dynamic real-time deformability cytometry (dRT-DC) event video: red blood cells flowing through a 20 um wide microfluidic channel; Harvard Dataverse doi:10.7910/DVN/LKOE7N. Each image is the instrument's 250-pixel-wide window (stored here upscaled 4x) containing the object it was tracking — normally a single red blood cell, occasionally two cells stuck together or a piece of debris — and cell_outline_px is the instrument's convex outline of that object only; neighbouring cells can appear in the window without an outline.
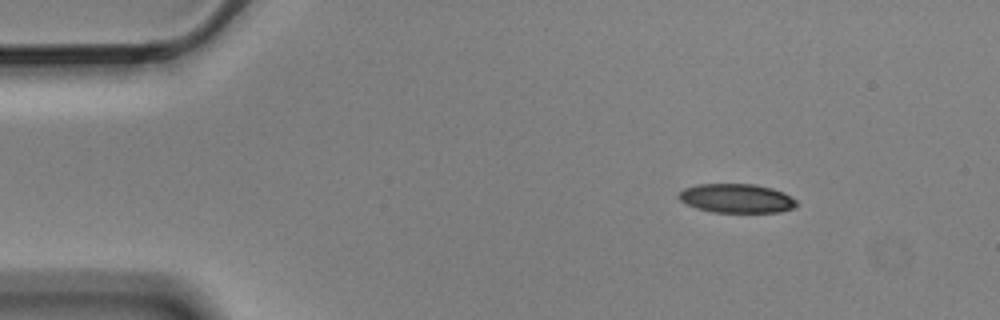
{"species": "Egyptian fruit bat (a non-hibernating species)", "species_latin": "Rousettus aegyptiacus", "temperature_condition": "cold", "stored_images_in_passage": 7, "camera_frame_rate_fps": 3000, "um_per_image_px": 0.085, "animal": {"sex": "male"}, "frame": {"image": 1, "passage_image": 1, "time_ms": 0.0, "image_size_px": [1000, 320], "cell_outline_px": [[800, 204], [796, 208], [780, 212], [712, 212], [696, 208], [684, 204], [676, 196], [684, 188], [700, 184], [756, 184], [772, 188], [784, 192], [796, 200]], "centroid_in_image_um": [62.63, 16.86], "position_along_channel_um": 22.4, "area_um2": 20.23}}
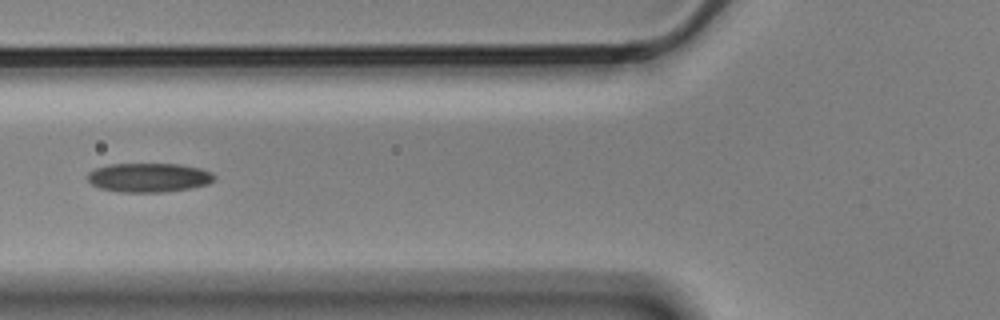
{"frame": {"image": 2, "passage_image": 5, "time_ms": 1.333, "image_size_px": [1000, 320], "cell_outline_px": [[216, 180], [208, 184], [188, 188], [164, 192], [120, 192], [100, 188], [92, 184], [88, 180], [88, 172], [96, 168], [108, 164], [180, 164], [200, 168], [212, 172], [216, 176]], "centroid_in_image_um": [12.67, 15.09], "position_along_channel_um": 113.1, "area_um2": 21.56}}
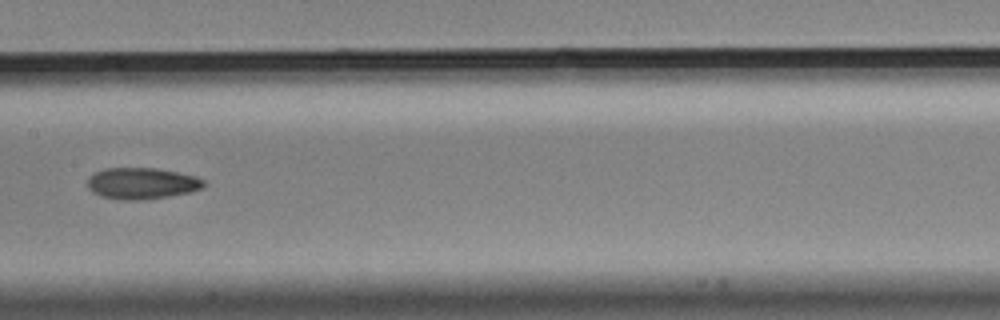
{"frame": {"image": 3, "passage_image": 7, "time_ms": 2.0, "image_size_px": [1000, 320], "cell_outline_px": [[204, 188], [192, 192], [144, 200], [120, 200], [100, 196], [92, 192], [88, 188], [88, 176], [104, 168], [156, 168], [196, 176], [204, 180]], "centroid_in_image_um": [12.05, 15.59], "position_along_channel_um": 195.4, "area_um2": 21.44}}